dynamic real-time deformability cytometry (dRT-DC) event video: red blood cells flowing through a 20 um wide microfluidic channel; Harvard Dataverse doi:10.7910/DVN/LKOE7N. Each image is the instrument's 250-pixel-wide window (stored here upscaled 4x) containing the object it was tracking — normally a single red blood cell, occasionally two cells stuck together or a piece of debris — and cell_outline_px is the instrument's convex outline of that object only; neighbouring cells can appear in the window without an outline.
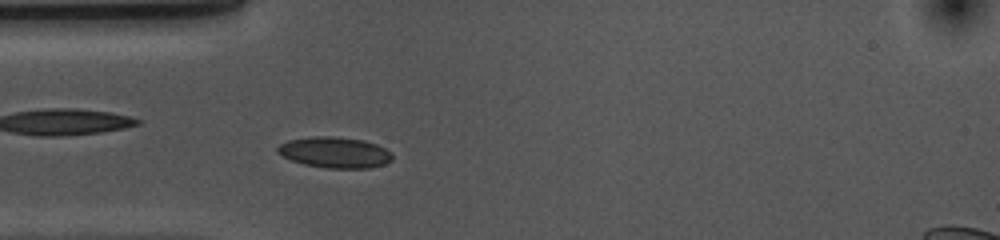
{"species": "common noctule bat (a hibernating species)", "species_latin": "Nyctalus noctula", "temperature_condition": "cold", "stored_images_in_passage": 48, "camera_frame_rate_fps": 3000, "um_per_image_px": 0.085, "animal": {"sex": "female", "body_mass_g": 10.0, "forearm_length_mm": 53.1}, "frame": {"image": 1, "passage_image": 11, "time_ms": 3.333, "image_size_px": [1000, 240], "cell_outline_px": [[392, 160], [384, 164], [368, 168], [328, 168], [304, 164], [292, 160], [276, 152], [276, 148], [280, 144], [288, 140], [312, 136], [332, 136], [364, 140], [376, 144], [392, 152]], "centroid_in_image_um": [28.46, 12.95], "position_along_channel_um": 56.5, "area_um2": 20.63}}
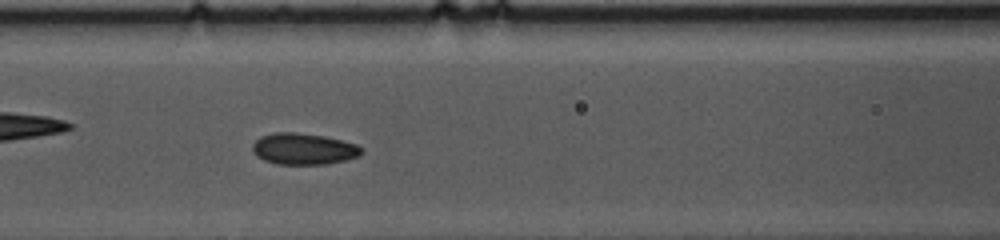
{"frame": {"image": 2, "passage_image": 18, "time_ms": 5.667, "image_size_px": [1000, 240], "cell_outline_px": [[364, 152], [360, 156], [344, 160], [324, 164], [276, 164], [264, 160], [256, 156], [252, 148], [252, 144], [260, 136], [276, 132], [296, 132], [324, 136], [356, 144], [364, 148]], "centroid_in_image_um": [25.81, 12.65], "position_along_channel_um": 140.8, "area_um2": 20.0}}
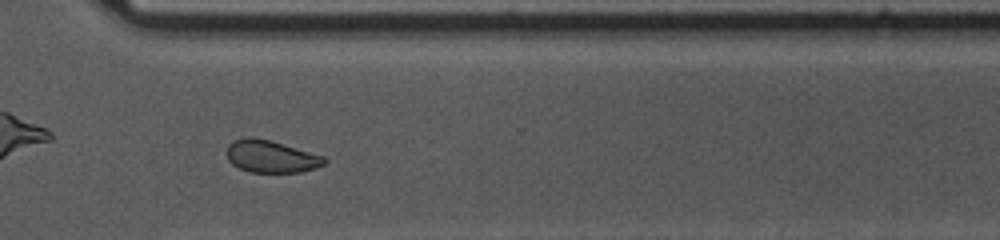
{"frame": {"image": 3, "passage_image": 35, "time_ms": 11.333, "image_size_px": [1000, 240], "cell_outline_px": [[328, 160], [324, 164], [316, 168], [300, 172], [248, 172], [232, 164], [228, 160], [228, 144], [232, 140], [248, 136], [268, 140], [284, 144], [324, 156]], "centroid_in_image_um": [23.04, 13.3], "position_along_channel_um": 347.6, "area_um2": 18.32}, "authors_computed_cell_mechanics": {"area_um2": 19.5364, "velocity_mm_per_s": 3.655, "shape_relaxation_time_tau1_ms": 3.2586, "shape_relaxation_time_tau2_ms": 2.2984, "deformation_change_tau1": 0.0747, "deformation_change_tau2": 0.0648}}